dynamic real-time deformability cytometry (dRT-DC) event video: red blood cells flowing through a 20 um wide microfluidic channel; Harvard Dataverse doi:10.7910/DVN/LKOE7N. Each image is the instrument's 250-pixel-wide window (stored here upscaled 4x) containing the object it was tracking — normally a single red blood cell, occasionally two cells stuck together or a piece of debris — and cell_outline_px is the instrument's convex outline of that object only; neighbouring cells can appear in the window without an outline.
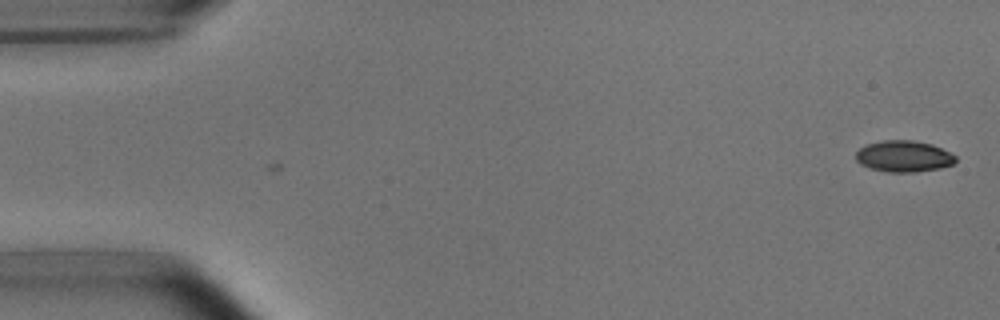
{"species": "common noctule bat (a hibernating species)", "species_latin": "Nyctalus noctula", "temperature_condition": "room temperature", "stored_images_in_passage": 5, "camera_frame_rate_fps": 3000, "um_per_image_px": 0.085, "animal": {"sex": "male", "body_mass_g": 15.6}, "frame": {"image": 1, "passage_image": 1, "time_ms": 0.0, "image_size_px": [1000, 320], "cell_outline_px": [[956, 160], [952, 164], [940, 168], [916, 172], [888, 172], [868, 168], [860, 164], [856, 160], [856, 152], [860, 148], [868, 144], [880, 140], [912, 140], [932, 144], [956, 156]], "centroid_in_image_um": [76.79, 13.29], "position_along_channel_um": 8.2, "area_um2": 18.21}}
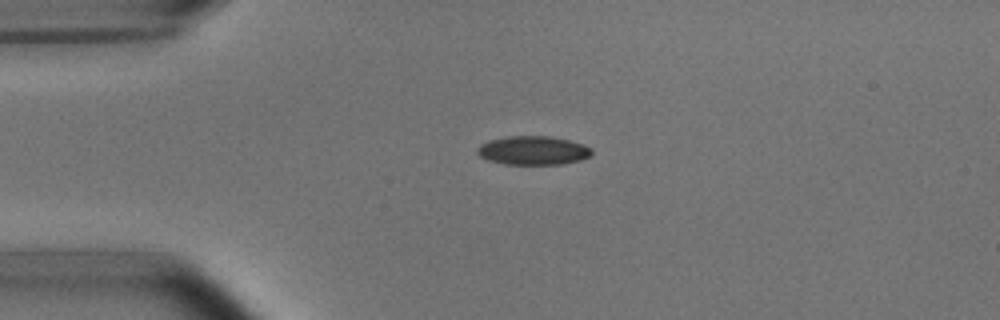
{"frame": {"image": 2, "passage_image": 4, "time_ms": 3.667, "image_size_px": [1000, 320], "cell_outline_px": [[592, 156], [580, 160], [560, 164], [504, 164], [488, 160], [480, 156], [476, 152], [476, 148], [480, 144], [488, 140], [508, 136], [548, 136], [568, 140], [584, 144], [592, 148]], "centroid_in_image_um": [45.3, 12.78], "position_along_channel_um": 39.7, "area_um2": 19.31}}